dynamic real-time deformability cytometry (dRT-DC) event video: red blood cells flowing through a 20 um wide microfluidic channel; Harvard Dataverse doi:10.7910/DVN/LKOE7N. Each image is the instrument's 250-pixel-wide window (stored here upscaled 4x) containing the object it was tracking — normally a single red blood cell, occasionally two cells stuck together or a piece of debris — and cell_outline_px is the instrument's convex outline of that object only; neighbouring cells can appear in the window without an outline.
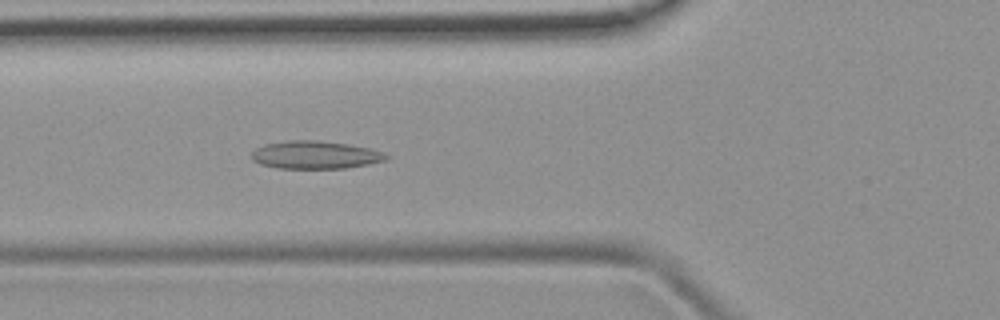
{"species": "common noctule bat (a hibernating species)", "species_latin": "Nyctalus noctula", "temperature_condition": "room temperature", "stored_images_in_passage": 34, "camera_frame_rate_fps": 3000, "um_per_image_px": 0.085, "animal": {"sex": "female", "body_mass_g": 19.9}, "frame": {"image": 1, "passage_image": 3, "time_ms": 0.667, "image_size_px": [1000, 320], "cell_outline_px": [[392, 156], [388, 160], [368, 164], [344, 168], [276, 168], [260, 164], [252, 160], [252, 152], [256, 148], [264, 144], [288, 140], [316, 140], [348, 144], [368, 148], [384, 152]], "centroid_in_image_um": [26.81, 13.16], "position_along_channel_um": 99.0, "area_um2": 21.96}}
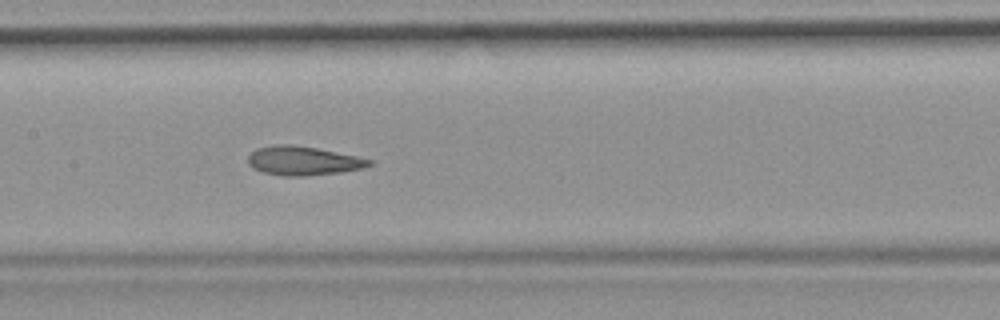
{"frame": {"image": 2, "passage_image": 9, "time_ms": 2.667, "image_size_px": [1000, 320], "cell_outline_px": [[376, 164], [364, 168], [340, 172], [304, 176], [280, 176], [264, 172], [252, 168], [248, 164], [248, 156], [256, 148], [280, 144], [288, 144], [316, 148], [376, 160]], "centroid_in_image_um": [25.81, 13.67], "position_along_channel_um": 181.6, "area_um2": 20.58}}
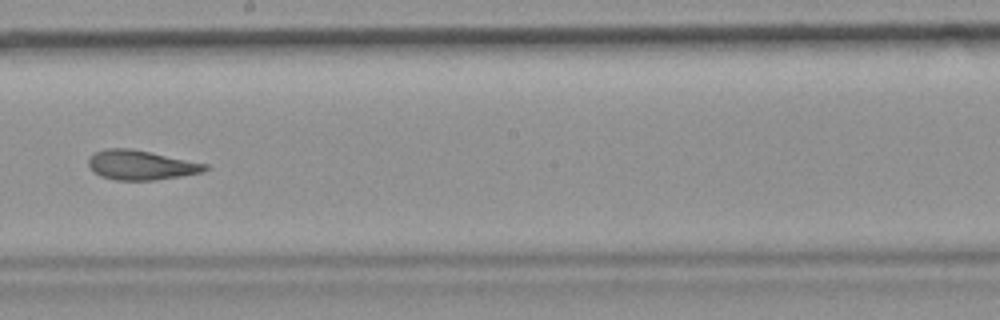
{"frame": {"image": 3, "passage_image": 13, "time_ms": 4.0, "image_size_px": [1000, 320], "cell_outline_px": [[208, 168], [204, 172], [156, 180], [116, 180], [100, 176], [92, 172], [88, 164], [88, 160], [96, 152], [108, 148], [132, 148], [208, 164]], "centroid_in_image_um": [11.98, 14.03], "position_along_channel_um": 236.2, "area_um2": 20.11}}